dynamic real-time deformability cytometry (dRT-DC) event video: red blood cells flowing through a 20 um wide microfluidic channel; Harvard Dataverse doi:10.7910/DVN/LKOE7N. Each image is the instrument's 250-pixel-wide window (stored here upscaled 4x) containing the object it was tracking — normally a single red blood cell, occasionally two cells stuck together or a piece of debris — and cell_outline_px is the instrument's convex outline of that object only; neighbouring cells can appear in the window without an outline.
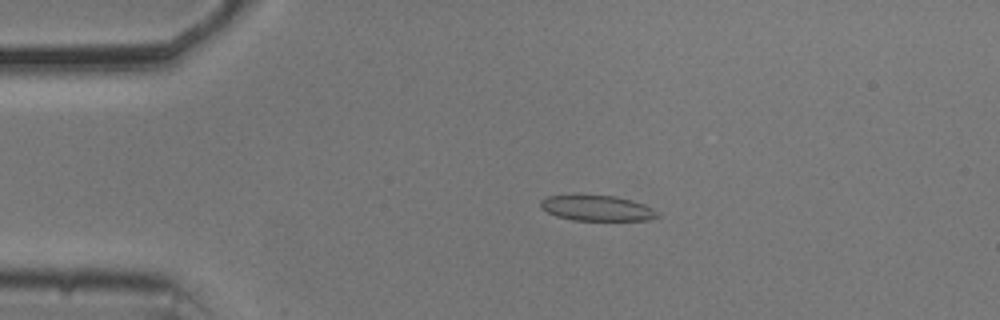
{"species": "common noctule bat (a hibernating species)", "species_latin": "Nyctalus noctula", "temperature_condition": "cold", "stored_images_in_passage": 5, "camera_frame_rate_fps": 3000, "um_per_image_px": 0.085, "animal": {"sex": "male", "body_mass_g": 20.5, "forearm_length_mm": 52.5}, "frame": {"image": 1, "passage_image": 1, "time_ms": 0.0, "image_size_px": [1000, 320], "cell_outline_px": [[660, 216], [648, 220], [572, 220], [556, 216], [540, 208], [540, 200], [548, 196], [612, 196], [632, 200], [644, 204], [652, 208]], "centroid_in_image_um": [50.74, 17.71], "position_along_channel_um": 34.3, "area_um2": 17.05}}